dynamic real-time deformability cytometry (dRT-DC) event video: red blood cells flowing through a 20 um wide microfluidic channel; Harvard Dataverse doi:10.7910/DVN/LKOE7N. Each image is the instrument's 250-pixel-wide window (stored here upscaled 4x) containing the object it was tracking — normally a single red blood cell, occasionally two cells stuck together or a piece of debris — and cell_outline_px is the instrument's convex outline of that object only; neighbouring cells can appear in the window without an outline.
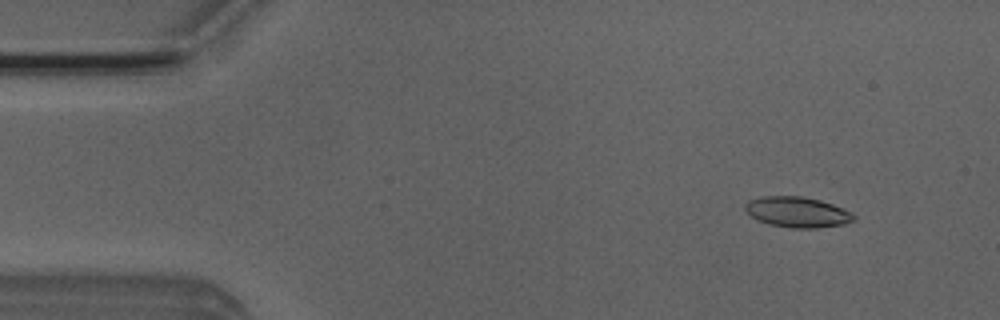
{"species": "Egyptian fruit bat (a non-hibernating species)", "species_latin": "Rousettus aegyptiacus", "temperature_condition": "room temperature", "stored_images_in_passage": 4, "camera_frame_rate_fps": 3000, "um_per_image_px": 0.085, "animal": {"sex": "male"}, "frame": {"image": 1, "passage_image": 2, "time_ms": 0.333, "image_size_px": [1000, 320], "cell_outline_px": [[856, 220], [844, 224], [816, 228], [792, 228], [768, 224], [756, 220], [744, 208], [744, 204], [748, 200], [760, 196], [800, 196], [820, 200], [832, 204], [852, 212], [856, 216]], "centroid_in_image_um": [67.77, 18.03], "position_along_channel_um": 17.2, "area_um2": 19.48}}